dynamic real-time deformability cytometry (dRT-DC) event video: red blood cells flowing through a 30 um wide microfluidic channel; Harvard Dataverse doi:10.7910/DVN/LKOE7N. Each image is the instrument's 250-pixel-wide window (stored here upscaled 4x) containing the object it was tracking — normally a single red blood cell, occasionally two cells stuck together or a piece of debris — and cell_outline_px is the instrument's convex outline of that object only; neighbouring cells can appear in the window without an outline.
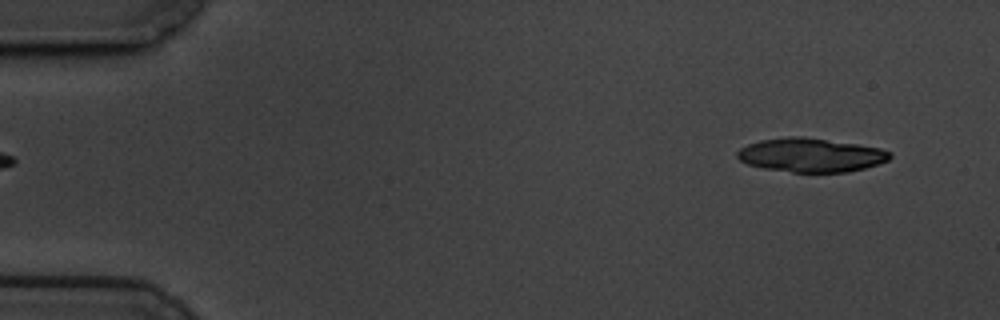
{"species": "common noctule bat (a hibernating species)", "species_latin": "Nyctalus noctula", "temperature_condition": "cold", "stored_images_in_passage": 55, "camera_frame_rate_fps": 3000, "um_per_image_px": 0.085, "animal": {"sex": "male", "body_mass_g": 19.5, "forearm_length_mm": 54.6}, "frame": {"image": 1, "passage_image": 1, "time_ms": 0.0, "image_size_px": [1000, 320], "cell_outline_px": [[892, 156], [888, 160], [864, 168], [848, 172], [792, 172], [764, 168], [748, 164], [740, 160], [736, 156], [736, 152], [740, 148], [748, 144], [760, 140], [792, 136], [804, 136], [856, 144], [880, 148], [892, 152]], "centroid_in_image_um": [68.91, 13.17], "position_along_channel_um": 16.1, "area_um2": 30.06}}
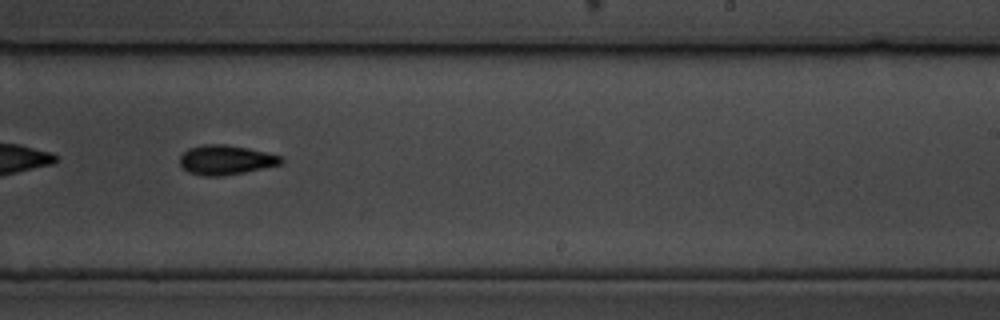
{"frame": {"image": 2, "passage_image": 33, "time_ms": 10.667, "image_size_px": [1000, 320], "cell_outline_px": [[284, 160], [280, 164], [244, 172], [224, 176], [200, 176], [188, 172], [180, 164], [180, 156], [188, 148], [204, 144], [224, 144], [248, 148], [280, 156]], "centroid_in_image_um": [19.15, 13.6], "position_along_channel_um": 269.9, "area_um2": 17.34}}
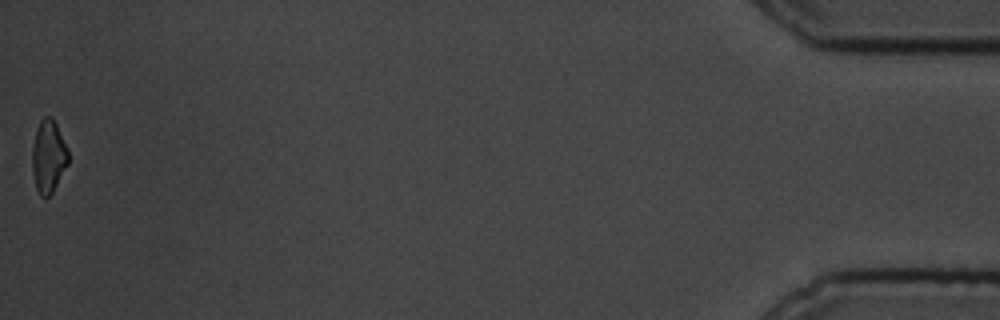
{"frame": {"image": 3, "passage_image": 55, "time_ms": 18.0, "image_size_px": [1000, 320], "cell_outline_px": [[68, 164], [52, 192], [48, 196], [40, 196], [36, 188], [32, 172], [32, 148], [36, 132], [40, 120], [44, 116], [52, 116], [68, 148]], "centroid_in_image_um": [4.11, 13.28], "position_along_channel_um": 431.1, "area_um2": 15.2}, "authors_computed_cell_mechanics": {"area_um2": 17.8024, "velocity_mm_per_s": 3.4582, "shape_relaxation_time_tau1_ms": 3.8952, "shape_relaxation_time_tau2_ms": 7.905, "deformation_change_tau1": 0.1413, "deformation_change_tau2": 0.1556}}